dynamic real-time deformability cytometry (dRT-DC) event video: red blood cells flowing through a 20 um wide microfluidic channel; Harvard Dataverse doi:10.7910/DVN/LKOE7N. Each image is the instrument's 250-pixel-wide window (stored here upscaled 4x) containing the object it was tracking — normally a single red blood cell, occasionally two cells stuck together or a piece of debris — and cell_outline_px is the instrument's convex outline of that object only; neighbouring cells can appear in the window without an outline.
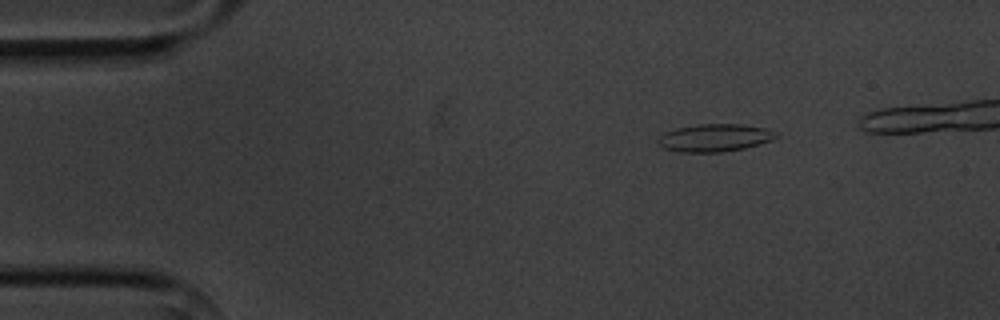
{"species": "common noctule bat (a hibernating species)", "species_latin": "Nyctalus noctula", "temperature_condition": "cold", "stored_images_in_passage": 3, "camera_frame_rate_fps": 3000, "um_per_image_px": 0.085, "animal": {"sex": "male", "body_mass_g": 20.1, "forearm_length_mm": 53.5}, "frame": {"image": 1, "passage_image": 1, "time_ms": 0.0, "image_size_px": [1000, 320], "cell_outline_px": [[780, 132], [772, 140], [744, 148], [724, 152], [680, 152], [664, 148], [656, 144], [656, 140], [664, 132], [676, 128], [696, 124], [740, 124], [768, 128]], "centroid_in_image_um": [60.74, 11.7], "position_along_channel_um": 24.3, "area_um2": 19.25}}